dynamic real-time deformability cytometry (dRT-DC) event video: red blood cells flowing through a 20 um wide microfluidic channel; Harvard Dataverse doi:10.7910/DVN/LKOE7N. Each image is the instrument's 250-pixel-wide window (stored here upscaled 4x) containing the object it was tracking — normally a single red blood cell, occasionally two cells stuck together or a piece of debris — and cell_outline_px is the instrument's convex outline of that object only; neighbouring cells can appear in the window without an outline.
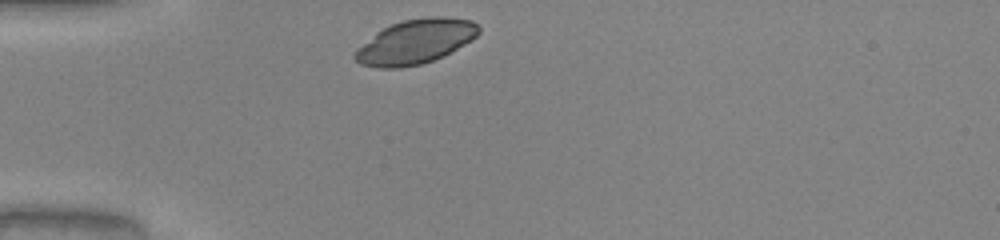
{"species": "common noctule bat (a hibernating species)", "species_latin": "Nyctalus noctula", "temperature_condition": "warm", "stored_images_in_passage": 29, "camera_frame_rate_fps": 3000, "um_per_image_px": 0.085, "animal": {"sex": "male", "body_mass_g": 20.0, "forearm_length_mm": 53.3}, "frame": {"image": 1, "passage_image": 1, "time_ms": 0.0, "image_size_px": [1000, 240], "cell_outline_px": [[480, 32], [472, 40], [432, 60], [420, 64], [400, 68], [380, 68], [360, 64], [352, 56], [356, 48], [376, 32], [392, 24], [404, 20], [432, 16], [444, 16], [472, 20], [480, 28]], "centroid_in_image_um": [35.28, 3.53], "position_along_channel_um": 49.7, "area_um2": 31.79}}